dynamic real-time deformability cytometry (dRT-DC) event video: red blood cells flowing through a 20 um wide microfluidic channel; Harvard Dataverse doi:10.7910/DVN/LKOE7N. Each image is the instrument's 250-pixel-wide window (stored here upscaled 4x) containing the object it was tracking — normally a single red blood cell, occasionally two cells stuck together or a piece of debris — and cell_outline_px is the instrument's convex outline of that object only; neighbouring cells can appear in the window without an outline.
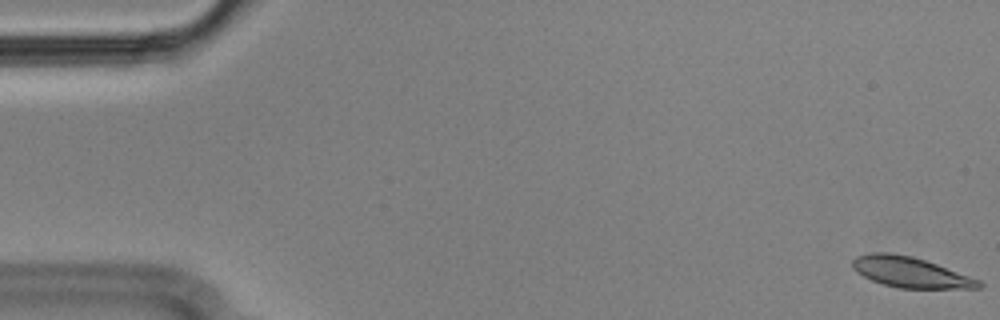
{"species": "Egyptian fruit bat (a non-hibernating species)", "species_latin": "Rousettus aegyptiacus", "temperature_condition": "cold", "stored_images_in_passage": 56, "camera_frame_rate_fps": 3000, "um_per_image_px": 0.085, "animal": {"sex": "male"}, "frame": {"image": 1, "passage_image": 1, "time_ms": 0.0, "image_size_px": [1000, 320], "cell_outline_px": [[984, 284], [980, 288], [896, 288], [872, 280], [856, 272], [852, 268], [852, 260], [856, 256], [872, 252], [888, 252], [912, 256], [936, 264], [980, 280]], "centroid_in_image_um": [77.35, 23.14], "position_along_channel_um": 7.6, "area_um2": 22.31}}
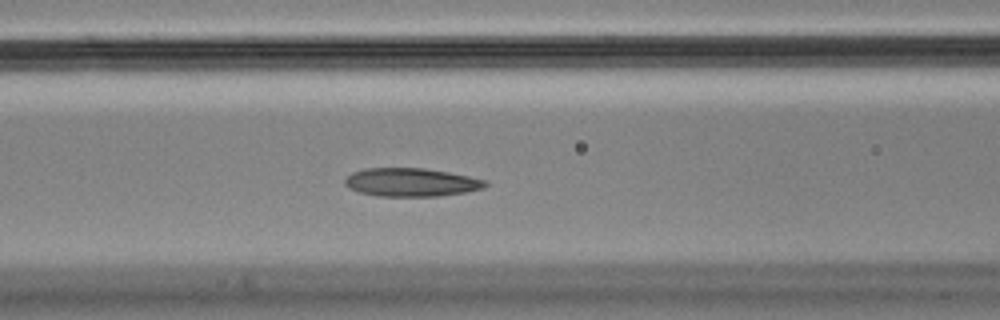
{"frame": {"image": 2, "passage_image": 23, "time_ms": 7.333, "image_size_px": [1000, 320], "cell_outline_px": [[488, 184], [484, 188], [464, 192], [436, 196], [380, 196], [360, 192], [344, 184], [344, 180], [352, 172], [368, 168], [424, 168], [448, 172], [468, 176], [484, 180]], "centroid_in_image_um": [34.95, 15.49], "position_along_channel_um": 131.7, "area_um2": 22.89}}
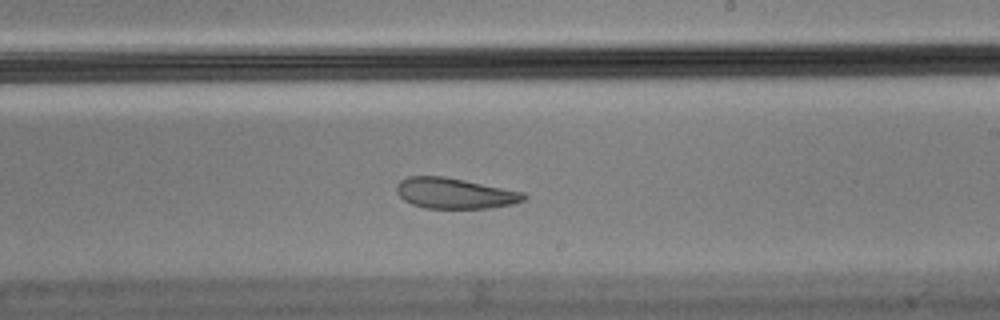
{"frame": {"image": 3, "passage_image": 33, "time_ms": 10.667, "image_size_px": [1000, 320], "cell_outline_px": [[528, 196], [524, 200], [512, 204], [488, 208], [424, 208], [412, 204], [404, 200], [396, 192], [396, 184], [400, 180], [408, 176], [444, 176], [524, 192]], "centroid_in_image_um": [38.63, 16.43], "position_along_channel_um": 250.4, "area_um2": 22.72}, "authors_computed_cell_mechanics": {"area_um2": 23.4379, "velocity_mm_per_s": 3.5687, "shape_relaxation_time_tau1_ms": null, "shape_relaxation_time_tau2_ms": 2.3896, "deformation_change_tau1": null, "deformation_change_tau2": 0.0861}}